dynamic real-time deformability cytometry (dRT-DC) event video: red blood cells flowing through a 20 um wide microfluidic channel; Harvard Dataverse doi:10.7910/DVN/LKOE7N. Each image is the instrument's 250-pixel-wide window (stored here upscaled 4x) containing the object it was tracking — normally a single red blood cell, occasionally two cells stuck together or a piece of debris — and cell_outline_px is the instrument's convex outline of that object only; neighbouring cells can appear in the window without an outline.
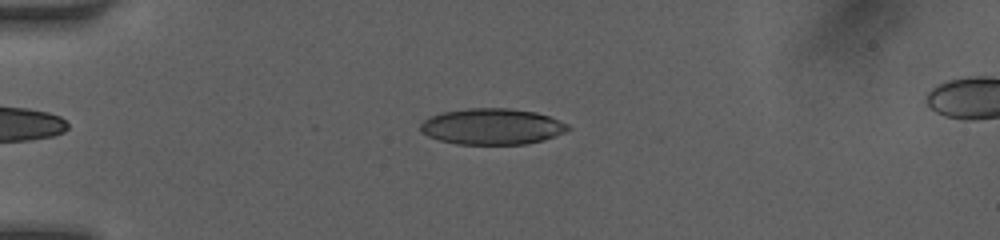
{"species": "human", "species_latin": "Homo sapiens", "temperature_condition": "room temperature", "stored_images_in_passage": 47, "camera_frame_rate_fps": 3000, "um_per_image_px": 0.085, "donor": {"sex": "female"}, "frame": {"image": 1, "passage_image": 10, "time_ms": 3.0, "image_size_px": [1000, 240], "cell_outline_px": [[572, 128], [564, 132], [544, 140], [528, 144], [456, 144], [440, 140], [428, 136], [420, 132], [420, 124], [424, 120], [432, 116], [444, 112], [468, 108], [508, 108], [536, 112], [548, 116], [568, 124]], "centroid_in_image_um": [41.83, 10.76], "position_along_channel_um": 43.2, "area_um2": 30.98}}
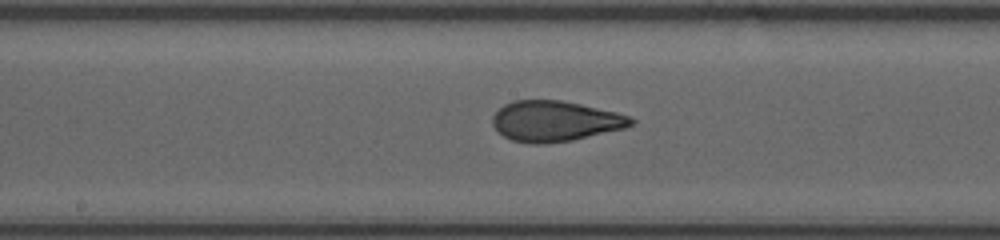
{"frame": {"image": 2, "passage_image": 24, "time_ms": 7.667, "image_size_px": [1000, 240], "cell_outline_px": [[636, 120], [632, 124], [624, 128], [572, 140], [544, 144], [532, 144], [512, 140], [496, 132], [492, 124], [492, 116], [504, 104], [512, 100], [560, 100], [580, 104], [616, 112], [628, 116]], "centroid_in_image_um": [47.13, 10.3], "position_along_channel_um": 201.1, "area_um2": 32.66}}
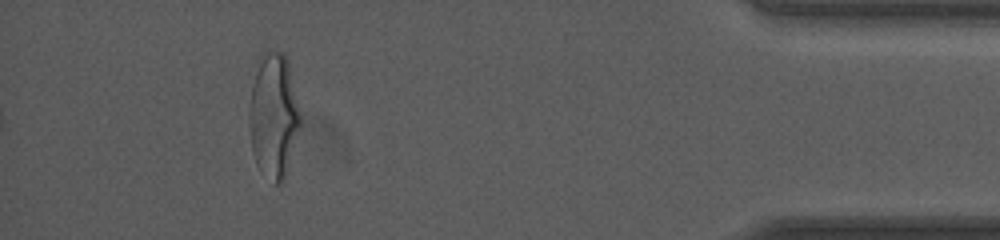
{"frame": {"image": 3, "passage_image": 43, "time_ms": 14.0, "image_size_px": [1000, 240], "cell_outline_px": [[300, 124], [284, 180], [280, 184], [276, 184], [260, 172], [256, 164], [252, 152], [248, 124], [248, 112], [252, 88], [260, 52], [272, 48], [280, 52], [288, 60], [300, 112]], "centroid_in_image_um": [23.23, 9.81], "position_along_channel_um": 412.0, "area_um2": 37.28}, "authors_computed_cell_mechanics": {"area_um2": 32.4258, "velocity_mm_per_s": 4.1283, "shape_relaxation_time_tau1_ms": 4.9317, "shape_relaxation_time_tau2_ms": 0.8402, "deformation_change_tau1": 0.1935, "deformation_change_tau2": 0.07}}